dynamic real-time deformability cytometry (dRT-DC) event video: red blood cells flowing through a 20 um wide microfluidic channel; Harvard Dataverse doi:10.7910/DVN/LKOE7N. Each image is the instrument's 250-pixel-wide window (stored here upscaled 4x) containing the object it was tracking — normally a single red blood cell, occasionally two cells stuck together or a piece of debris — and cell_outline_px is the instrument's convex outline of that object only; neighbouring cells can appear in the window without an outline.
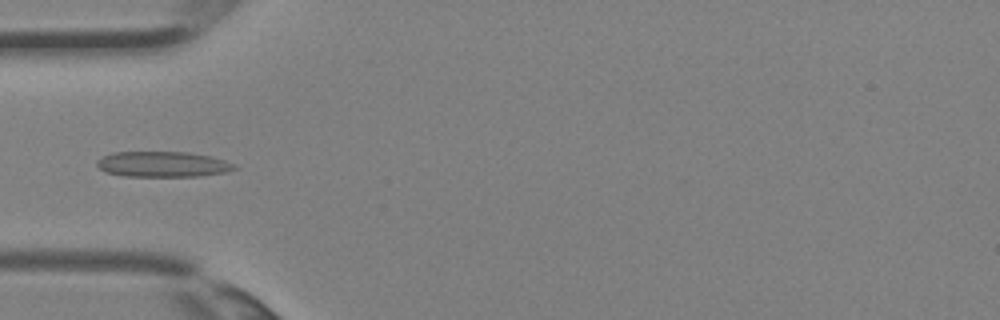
{"species": "Egyptian fruit bat (a non-hibernating species)", "species_latin": "Rousettus aegyptiacus", "temperature_condition": "room temperature", "stored_images_in_passage": 4, "camera_frame_rate_fps": 3000, "um_per_image_px": 0.085, "animal": {"sex": "female"}, "frame": {"image": 1, "passage_image": 4, "time_ms": 1.0, "image_size_px": [1000, 320], "cell_outline_px": [[240, 168], [228, 172], [200, 176], [124, 176], [104, 172], [96, 164], [96, 160], [112, 152], [188, 152], [208, 156], [224, 160], [236, 164]], "centroid_in_image_um": [13.86, 13.96], "position_along_channel_um": 71.1, "area_um2": 20.58}}